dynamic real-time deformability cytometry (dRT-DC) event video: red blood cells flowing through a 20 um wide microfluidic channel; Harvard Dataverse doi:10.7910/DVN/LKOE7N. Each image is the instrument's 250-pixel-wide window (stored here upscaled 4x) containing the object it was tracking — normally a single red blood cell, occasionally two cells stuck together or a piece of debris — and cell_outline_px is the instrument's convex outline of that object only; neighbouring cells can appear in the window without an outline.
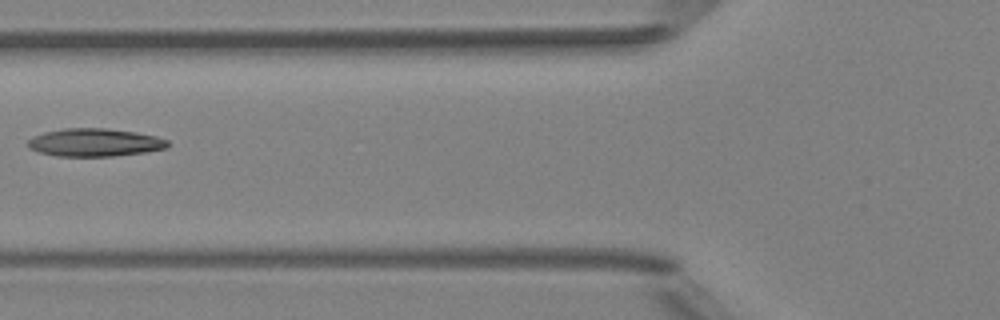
{"species": "Egyptian fruit bat (a non-hibernating species)", "species_latin": "Rousettus aegyptiacus", "temperature_condition": "room temperature", "stored_images_in_passage": 3, "camera_frame_rate_fps": 3000, "um_per_image_px": 0.085, "animal": {"sex": "female"}, "frame": {"image": 1, "passage_image": 3, "time_ms": 2.333, "image_size_px": [1000, 320], "cell_outline_px": [[168, 148], [144, 152], [112, 156], [56, 156], [40, 152], [28, 148], [28, 140], [32, 136], [44, 132], [64, 128], [104, 128], [136, 132], [156, 136], [168, 140]], "centroid_in_image_um": [8.04, 12.1], "position_along_channel_um": 117.8, "area_um2": 22.77}}